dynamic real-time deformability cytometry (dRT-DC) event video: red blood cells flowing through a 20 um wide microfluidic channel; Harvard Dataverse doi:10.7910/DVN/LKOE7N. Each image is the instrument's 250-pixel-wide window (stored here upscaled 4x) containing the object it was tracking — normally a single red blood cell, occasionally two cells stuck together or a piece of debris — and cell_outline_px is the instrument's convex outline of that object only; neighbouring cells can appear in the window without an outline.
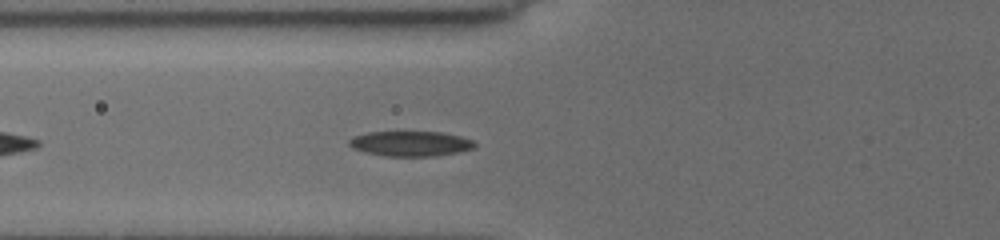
{"species": "common noctule bat (a hibernating species)", "species_latin": "Nyctalus noctula", "temperature_condition": "cold", "stored_images_in_passage": 15, "camera_frame_rate_fps": 3000, "um_per_image_px": 0.085, "animal": {"sex": "female", "body_mass_g": 19.5, "forearm_length_mm": 54.1}, "frame": {"image": 1, "passage_image": 10, "time_ms": 5.333, "image_size_px": [1000, 240], "cell_outline_px": [[476, 148], [456, 152], [432, 156], [384, 156], [364, 152], [352, 148], [348, 144], [348, 140], [352, 136], [368, 132], [440, 132], [460, 136], [472, 140], [476, 144]], "centroid_in_image_um": [34.85, 12.21], "position_along_channel_um": 91.0, "area_um2": 18.38}}
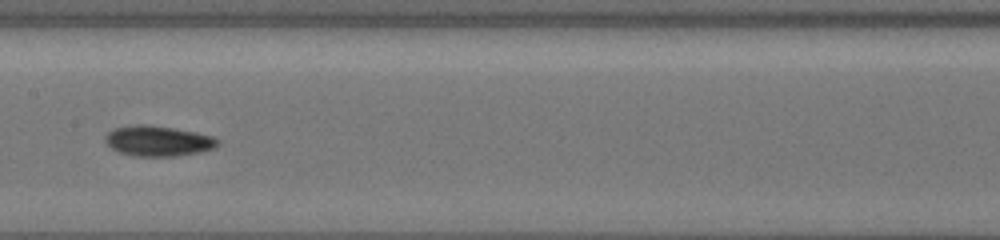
{"frame": {"image": 2, "passage_image": 14, "time_ms": 8.0, "image_size_px": [1000, 240], "cell_outline_px": [[220, 144], [204, 152], [176, 156], [136, 156], [120, 152], [112, 148], [108, 144], [104, 136], [108, 132], [116, 128], [136, 124], [140, 124], [172, 128], [196, 132], [212, 136], [220, 140]], "centroid_in_image_um": [13.48, 11.99], "position_along_channel_um": 193.9, "area_um2": 19.77}}